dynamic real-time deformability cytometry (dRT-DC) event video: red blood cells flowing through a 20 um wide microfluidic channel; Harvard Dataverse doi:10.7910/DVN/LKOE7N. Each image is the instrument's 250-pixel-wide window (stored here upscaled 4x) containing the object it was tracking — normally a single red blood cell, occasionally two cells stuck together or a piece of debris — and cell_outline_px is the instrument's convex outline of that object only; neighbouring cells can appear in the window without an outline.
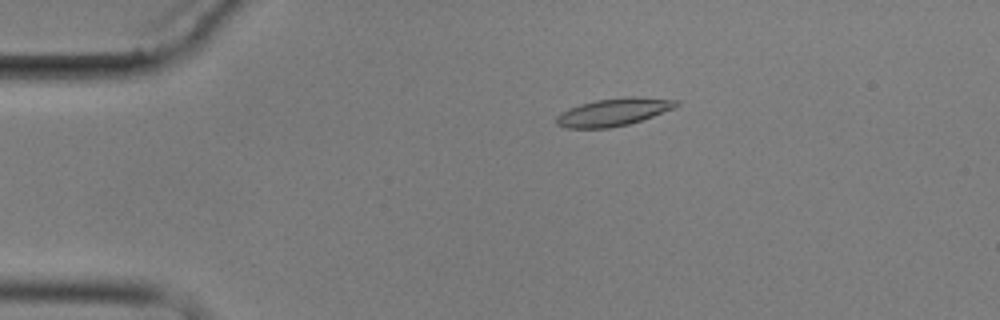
{"species": "common noctule bat (a hibernating species)", "species_latin": "Nyctalus noctula", "temperature_condition": "cold", "stored_images_in_passage": 6, "camera_frame_rate_fps": 3000, "um_per_image_px": 0.085, "animal": {"sex": "male", "body_mass_g": 17.9}, "frame": {"image": 1, "passage_image": 3, "time_ms": 2.333, "image_size_px": [1000, 320], "cell_outline_px": [[680, 104], [676, 108], [628, 124], [608, 128], [564, 128], [556, 124], [556, 116], [560, 112], [568, 108], [580, 104], [596, 100], [632, 96], [680, 100]], "centroid_in_image_um": [52.15, 9.52], "position_along_channel_um": 32.9, "area_um2": 19.36}}
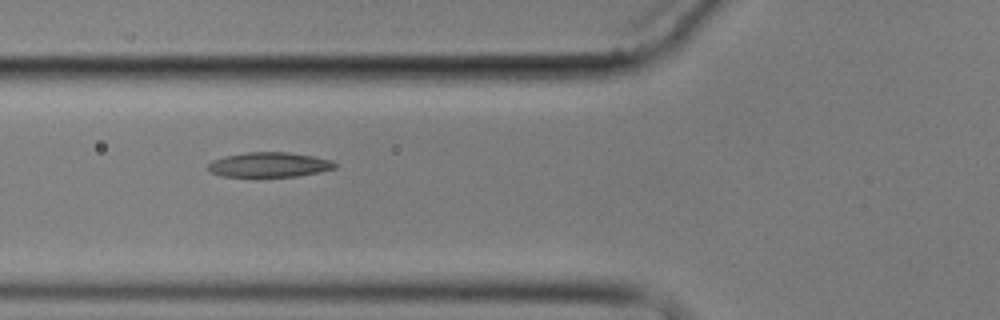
{"frame": {"image": 2, "passage_image": 5, "time_ms": 5.667, "image_size_px": [1000, 320], "cell_outline_px": [[336, 168], [320, 172], [300, 176], [220, 176], [212, 172], [208, 168], [208, 164], [212, 160], [224, 156], [248, 152], [288, 152], [312, 156], [332, 160], [336, 164]], "centroid_in_image_um": [22.9, 13.99], "position_along_channel_um": 102.9, "area_um2": 18.26}}
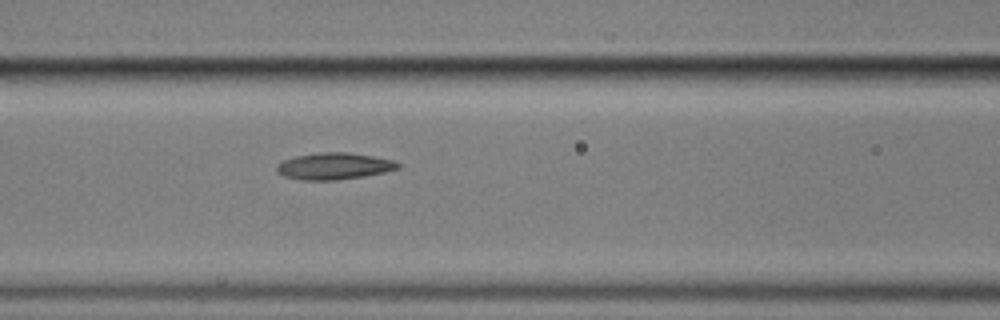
{"frame": {"image": 3, "passage_image": 6, "time_ms": 6.667, "image_size_px": [1000, 320], "cell_outline_px": [[400, 168], [384, 172], [364, 176], [336, 180], [300, 180], [284, 176], [276, 172], [276, 164], [284, 160], [296, 156], [320, 152], [348, 152], [372, 156], [392, 160], [400, 164]], "centroid_in_image_um": [28.36, 14.12], "position_along_channel_um": 138.2, "area_um2": 18.84}}